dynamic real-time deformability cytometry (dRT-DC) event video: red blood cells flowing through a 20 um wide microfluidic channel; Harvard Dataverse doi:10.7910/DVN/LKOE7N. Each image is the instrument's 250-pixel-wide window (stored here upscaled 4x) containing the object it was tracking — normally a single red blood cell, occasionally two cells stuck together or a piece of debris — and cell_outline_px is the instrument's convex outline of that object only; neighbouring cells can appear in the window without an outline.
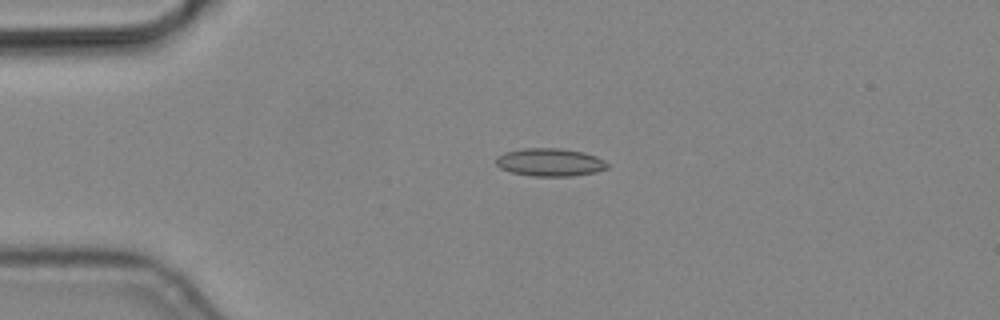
{"species": "common noctule bat (a hibernating species)", "species_latin": "Nyctalus noctula", "temperature_condition": "cold", "stored_images_in_passage": 6, "camera_frame_rate_fps": 3000, "um_per_image_px": 0.085, "animal": {"sex": "male", "body_mass_g": 19.2, "forearm_length_mm": 51.8}, "frame": {"image": 1, "passage_image": 4, "time_ms": 1.0, "image_size_px": [1000, 320], "cell_outline_px": [[608, 168], [596, 172], [572, 176], [532, 176], [512, 172], [500, 168], [496, 164], [496, 156], [504, 152], [524, 148], [560, 148], [584, 152], [596, 156], [604, 160], [608, 164]], "centroid_in_image_um": [46.75, 13.79], "position_along_channel_um": 38.3, "area_um2": 18.21}}